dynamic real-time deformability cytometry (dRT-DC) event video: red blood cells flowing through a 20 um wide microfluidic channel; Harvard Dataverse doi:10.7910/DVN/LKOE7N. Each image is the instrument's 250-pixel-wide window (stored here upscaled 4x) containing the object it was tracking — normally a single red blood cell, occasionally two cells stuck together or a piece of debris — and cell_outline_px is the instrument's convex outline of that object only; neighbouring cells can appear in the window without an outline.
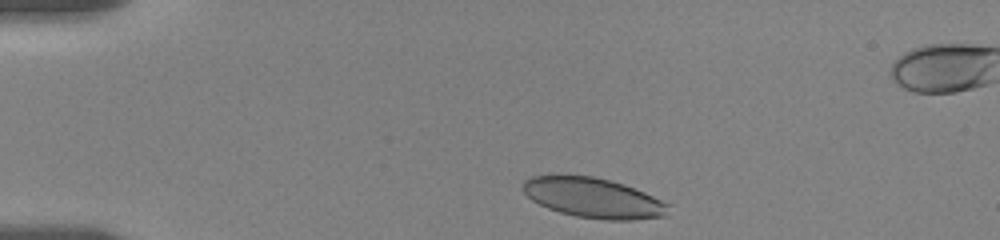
{"species": "human", "species_latin": "Homo sapiens", "temperature_condition": "room temperature", "stored_images_in_passage": 39, "camera_frame_rate_fps": 3000, "um_per_image_px": 0.085, "donor": {"sex": "female"}, "frame": {"image": 1, "passage_image": 2, "time_ms": 0.333, "image_size_px": [1000, 240], "cell_outline_px": [[672, 204], [668, 216], [636, 220], [604, 220], [576, 216], [560, 212], [548, 208], [532, 200], [524, 192], [524, 180], [532, 176], [592, 176], [624, 184], [644, 192]], "centroid_in_image_um": [50.53, 16.84], "position_along_channel_um": 34.5, "area_um2": 33.87}}
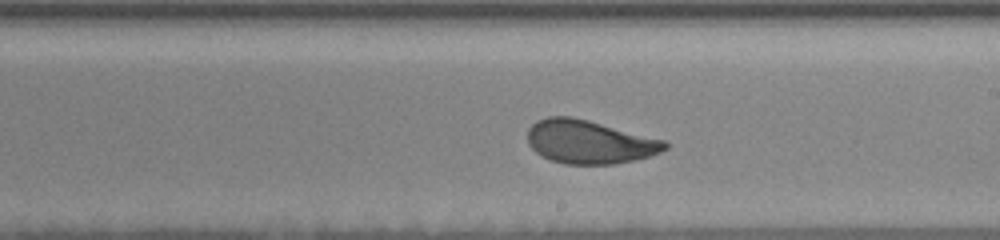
{"frame": {"image": 2, "passage_image": 24, "time_ms": 7.667, "image_size_px": [1000, 240], "cell_outline_px": [[668, 148], [660, 152], [636, 160], [612, 164], [564, 164], [540, 156], [528, 144], [528, 128], [536, 120], [548, 116], [572, 116], [588, 120], [664, 140], [668, 144]], "centroid_in_image_um": [50.06, 12.06], "position_along_channel_um": 238.9, "area_um2": 34.8}}
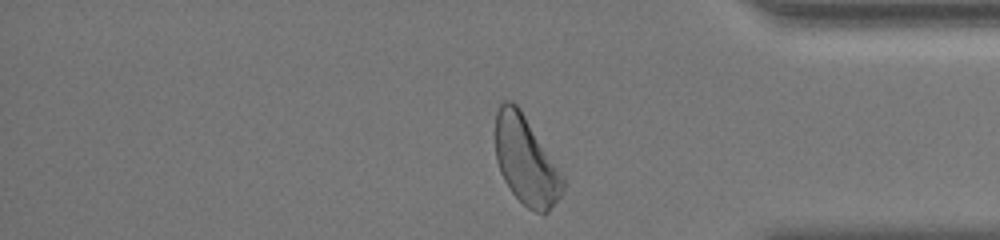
{"frame": {"image": 3, "passage_image": 38, "time_ms": 12.333, "image_size_px": [1000, 240], "cell_outline_px": [[564, 188], [560, 196], [548, 212], [536, 212], [528, 208], [512, 192], [504, 180], [500, 172], [496, 160], [496, 112], [500, 104], [504, 100], [512, 100], [520, 108], [564, 176]], "centroid_in_image_um": [44.7, 13.63], "position_along_channel_um": 390.5, "area_um2": 34.51}, "authors_computed_cell_mechanics": {"area_um2": 35.0268, "velocity_mm_per_s": 3.5326, "shape_relaxation_time_tau1_ms": 3.3447, "shape_relaxation_time_tau2_ms": 0.7189, "deformation_change_tau1": 0.1189, "deformation_change_tau2": 0.0604}}